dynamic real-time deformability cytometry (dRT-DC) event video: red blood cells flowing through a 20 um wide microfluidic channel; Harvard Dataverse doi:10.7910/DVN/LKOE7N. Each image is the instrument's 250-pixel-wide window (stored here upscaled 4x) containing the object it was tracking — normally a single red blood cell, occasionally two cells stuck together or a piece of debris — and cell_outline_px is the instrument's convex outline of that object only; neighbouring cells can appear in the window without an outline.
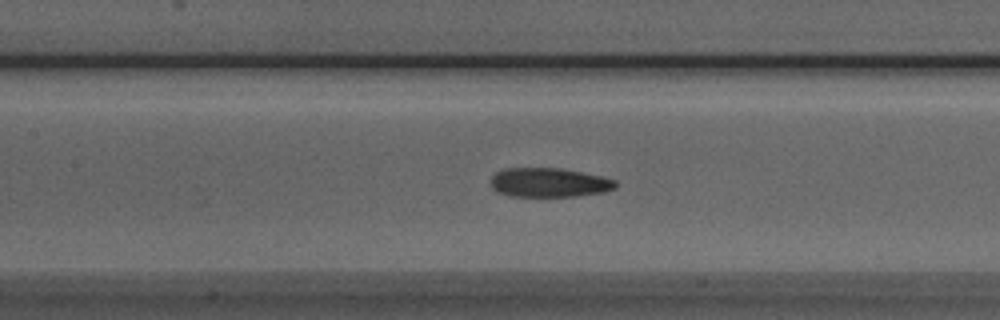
{"species": "Egyptian fruit bat (a non-hibernating species)", "species_latin": "Rousettus aegyptiacus", "temperature_condition": "room temperature", "stored_images_in_passage": 33, "camera_frame_rate_fps": 3000, "um_per_image_px": 0.085, "animal": {"sex": "male"}, "frame": {"image": 1, "passage_image": 9, "time_ms": 2.667, "image_size_px": [1000, 320], "cell_outline_px": [[620, 184], [616, 188], [604, 192], [576, 196], [508, 196], [496, 192], [492, 188], [492, 176], [496, 172], [504, 168], [560, 168], [604, 176], [616, 180]], "centroid_in_image_um": [46.71, 15.51], "position_along_channel_um": 160.7, "area_um2": 21.5}}
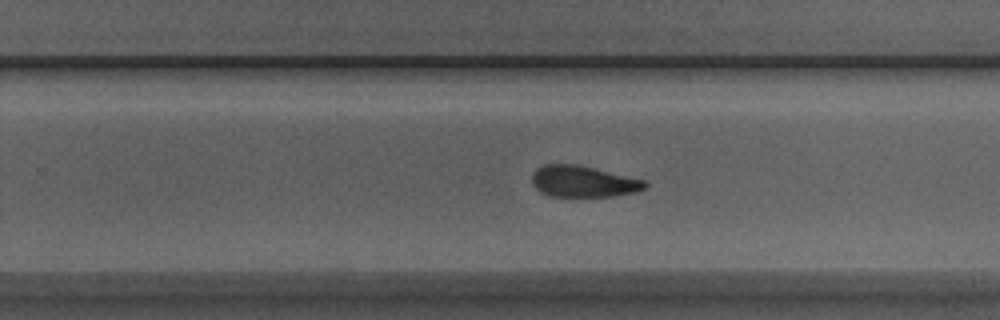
{"frame": {"image": 2, "passage_image": 18, "time_ms": 5.667, "image_size_px": [1000, 320], "cell_outline_px": [[648, 188], [636, 192], [612, 196], [548, 196], [540, 192], [532, 184], [532, 176], [536, 168], [544, 164], [576, 164], [644, 180], [648, 184]], "centroid_in_image_um": [49.56, 15.43], "position_along_channel_um": 280.2, "area_um2": 20.58}}
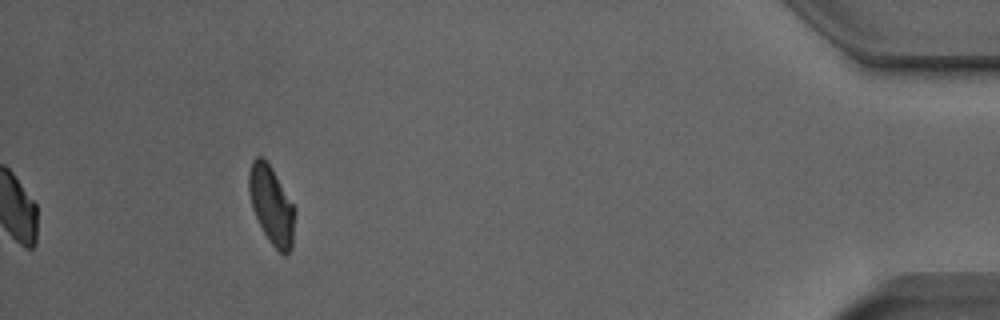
{"frame": {"image": 3, "passage_image": 33, "time_ms": 10.667, "image_size_px": [1000, 320], "cell_outline_px": [[296, 212], [292, 248], [284, 256], [268, 240], [252, 208], [248, 192], [248, 172], [252, 160], [256, 156], [260, 156], [272, 168], [296, 208]], "centroid_in_image_um": [23.09, 17.44], "position_along_channel_um": 412.1, "area_um2": 21.04}, "authors_computed_cell_mechanics": {"area_um2": 21.7906, "velocity_mm_per_s": 3.9945, "shape_relaxation_time_tau1_ms": 10.2932, "shape_relaxation_time_tau2_ms": 3.3046, "deformation_change_tau1": 0.2411, "deformation_change_tau2": 0.1048}}